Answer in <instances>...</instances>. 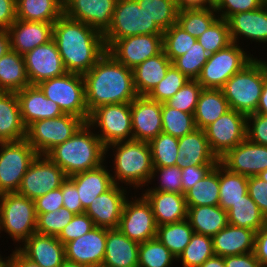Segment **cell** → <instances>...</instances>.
I'll return each mask as SVG.
<instances>
[{"mask_svg": "<svg viewBox=\"0 0 267 267\" xmlns=\"http://www.w3.org/2000/svg\"><path fill=\"white\" fill-rule=\"evenodd\" d=\"M53 40L69 73L84 75L107 50L102 33L64 13L53 25Z\"/></svg>", "mask_w": 267, "mask_h": 267, "instance_id": "cell-1", "label": "cell"}, {"mask_svg": "<svg viewBox=\"0 0 267 267\" xmlns=\"http://www.w3.org/2000/svg\"><path fill=\"white\" fill-rule=\"evenodd\" d=\"M83 77L89 114L102 105L131 103L138 96L132 70L107 51Z\"/></svg>", "mask_w": 267, "mask_h": 267, "instance_id": "cell-2", "label": "cell"}, {"mask_svg": "<svg viewBox=\"0 0 267 267\" xmlns=\"http://www.w3.org/2000/svg\"><path fill=\"white\" fill-rule=\"evenodd\" d=\"M91 130L85 123L70 139L46 154L68 177L105 164V146Z\"/></svg>", "mask_w": 267, "mask_h": 267, "instance_id": "cell-3", "label": "cell"}, {"mask_svg": "<svg viewBox=\"0 0 267 267\" xmlns=\"http://www.w3.org/2000/svg\"><path fill=\"white\" fill-rule=\"evenodd\" d=\"M114 150V172L112 176L114 184L133 185L136 189L151 182L154 170L151 149L148 142L140 140H127L109 144L105 147ZM115 148V149H113Z\"/></svg>", "mask_w": 267, "mask_h": 267, "instance_id": "cell-4", "label": "cell"}, {"mask_svg": "<svg viewBox=\"0 0 267 267\" xmlns=\"http://www.w3.org/2000/svg\"><path fill=\"white\" fill-rule=\"evenodd\" d=\"M266 79L265 69L258 58H254L243 69L232 75L221 88L230 109L246 116L254 114Z\"/></svg>", "mask_w": 267, "mask_h": 267, "instance_id": "cell-5", "label": "cell"}, {"mask_svg": "<svg viewBox=\"0 0 267 267\" xmlns=\"http://www.w3.org/2000/svg\"><path fill=\"white\" fill-rule=\"evenodd\" d=\"M37 214L34 200L16 192L0 194V233L23 243L36 232Z\"/></svg>", "mask_w": 267, "mask_h": 267, "instance_id": "cell-6", "label": "cell"}, {"mask_svg": "<svg viewBox=\"0 0 267 267\" xmlns=\"http://www.w3.org/2000/svg\"><path fill=\"white\" fill-rule=\"evenodd\" d=\"M37 86L65 114L75 115L87 123L90 114L86 104L83 75L66 72L62 76L41 81Z\"/></svg>", "mask_w": 267, "mask_h": 267, "instance_id": "cell-7", "label": "cell"}, {"mask_svg": "<svg viewBox=\"0 0 267 267\" xmlns=\"http://www.w3.org/2000/svg\"><path fill=\"white\" fill-rule=\"evenodd\" d=\"M253 59L239 44L232 42L226 48L209 55L196 80L204 89H221L232 75Z\"/></svg>", "mask_w": 267, "mask_h": 267, "instance_id": "cell-8", "label": "cell"}, {"mask_svg": "<svg viewBox=\"0 0 267 267\" xmlns=\"http://www.w3.org/2000/svg\"><path fill=\"white\" fill-rule=\"evenodd\" d=\"M85 123L72 114L38 120L27 128L26 140L38 155H46L56 145L70 139Z\"/></svg>", "mask_w": 267, "mask_h": 267, "instance_id": "cell-9", "label": "cell"}, {"mask_svg": "<svg viewBox=\"0 0 267 267\" xmlns=\"http://www.w3.org/2000/svg\"><path fill=\"white\" fill-rule=\"evenodd\" d=\"M87 124L92 129L100 128L97 136L105 147L132 140L131 103L102 105L90 113Z\"/></svg>", "mask_w": 267, "mask_h": 267, "instance_id": "cell-10", "label": "cell"}, {"mask_svg": "<svg viewBox=\"0 0 267 267\" xmlns=\"http://www.w3.org/2000/svg\"><path fill=\"white\" fill-rule=\"evenodd\" d=\"M163 35V31L142 10L136 0H117L111 25L104 40H118L135 35Z\"/></svg>", "mask_w": 267, "mask_h": 267, "instance_id": "cell-11", "label": "cell"}, {"mask_svg": "<svg viewBox=\"0 0 267 267\" xmlns=\"http://www.w3.org/2000/svg\"><path fill=\"white\" fill-rule=\"evenodd\" d=\"M37 155L26 139L0 142V194L18 191L24 174Z\"/></svg>", "mask_w": 267, "mask_h": 267, "instance_id": "cell-12", "label": "cell"}, {"mask_svg": "<svg viewBox=\"0 0 267 267\" xmlns=\"http://www.w3.org/2000/svg\"><path fill=\"white\" fill-rule=\"evenodd\" d=\"M67 178L65 172L47 155H37L24 174L16 193L35 200L60 188Z\"/></svg>", "mask_w": 267, "mask_h": 267, "instance_id": "cell-13", "label": "cell"}, {"mask_svg": "<svg viewBox=\"0 0 267 267\" xmlns=\"http://www.w3.org/2000/svg\"><path fill=\"white\" fill-rule=\"evenodd\" d=\"M104 43L108 53L132 70L163 50V35H135Z\"/></svg>", "mask_w": 267, "mask_h": 267, "instance_id": "cell-14", "label": "cell"}, {"mask_svg": "<svg viewBox=\"0 0 267 267\" xmlns=\"http://www.w3.org/2000/svg\"><path fill=\"white\" fill-rule=\"evenodd\" d=\"M247 116L230 109L204 129L211 151L221 158L246 138Z\"/></svg>", "mask_w": 267, "mask_h": 267, "instance_id": "cell-15", "label": "cell"}, {"mask_svg": "<svg viewBox=\"0 0 267 267\" xmlns=\"http://www.w3.org/2000/svg\"><path fill=\"white\" fill-rule=\"evenodd\" d=\"M128 199L125 201L118 229L139 244L156 238L158 225L149 202L143 195L132 201Z\"/></svg>", "mask_w": 267, "mask_h": 267, "instance_id": "cell-16", "label": "cell"}, {"mask_svg": "<svg viewBox=\"0 0 267 267\" xmlns=\"http://www.w3.org/2000/svg\"><path fill=\"white\" fill-rule=\"evenodd\" d=\"M219 163L230 172L247 177L257 176L267 169V146L245 138L219 158Z\"/></svg>", "mask_w": 267, "mask_h": 267, "instance_id": "cell-17", "label": "cell"}, {"mask_svg": "<svg viewBox=\"0 0 267 267\" xmlns=\"http://www.w3.org/2000/svg\"><path fill=\"white\" fill-rule=\"evenodd\" d=\"M23 56L30 85H38L41 81L59 77L66 73L53 39L35 47Z\"/></svg>", "mask_w": 267, "mask_h": 267, "instance_id": "cell-18", "label": "cell"}, {"mask_svg": "<svg viewBox=\"0 0 267 267\" xmlns=\"http://www.w3.org/2000/svg\"><path fill=\"white\" fill-rule=\"evenodd\" d=\"M107 228L95 226L88 233L65 244V259L88 267H102Z\"/></svg>", "mask_w": 267, "mask_h": 267, "instance_id": "cell-19", "label": "cell"}, {"mask_svg": "<svg viewBox=\"0 0 267 267\" xmlns=\"http://www.w3.org/2000/svg\"><path fill=\"white\" fill-rule=\"evenodd\" d=\"M64 14L104 34L111 25L117 0H63Z\"/></svg>", "mask_w": 267, "mask_h": 267, "instance_id": "cell-20", "label": "cell"}, {"mask_svg": "<svg viewBox=\"0 0 267 267\" xmlns=\"http://www.w3.org/2000/svg\"><path fill=\"white\" fill-rule=\"evenodd\" d=\"M162 103L147 95H138L131 102L133 139L149 142L162 132Z\"/></svg>", "mask_w": 267, "mask_h": 267, "instance_id": "cell-21", "label": "cell"}, {"mask_svg": "<svg viewBox=\"0 0 267 267\" xmlns=\"http://www.w3.org/2000/svg\"><path fill=\"white\" fill-rule=\"evenodd\" d=\"M126 191L123 185L121 187L114 184L109 190L95 197L84 213L93 220L95 226L118 228L123 207L128 198Z\"/></svg>", "mask_w": 267, "mask_h": 267, "instance_id": "cell-22", "label": "cell"}, {"mask_svg": "<svg viewBox=\"0 0 267 267\" xmlns=\"http://www.w3.org/2000/svg\"><path fill=\"white\" fill-rule=\"evenodd\" d=\"M24 125L28 128L33 122L53 119L65 114L60 106L48 99L37 85H30L16 92Z\"/></svg>", "mask_w": 267, "mask_h": 267, "instance_id": "cell-23", "label": "cell"}, {"mask_svg": "<svg viewBox=\"0 0 267 267\" xmlns=\"http://www.w3.org/2000/svg\"><path fill=\"white\" fill-rule=\"evenodd\" d=\"M54 23L32 22L16 19L7 29L10 36L11 50L25 55L35 47L53 39Z\"/></svg>", "mask_w": 267, "mask_h": 267, "instance_id": "cell-24", "label": "cell"}, {"mask_svg": "<svg viewBox=\"0 0 267 267\" xmlns=\"http://www.w3.org/2000/svg\"><path fill=\"white\" fill-rule=\"evenodd\" d=\"M23 244L18 249L41 267H60L65 260V245L57 236L35 232Z\"/></svg>", "mask_w": 267, "mask_h": 267, "instance_id": "cell-25", "label": "cell"}, {"mask_svg": "<svg viewBox=\"0 0 267 267\" xmlns=\"http://www.w3.org/2000/svg\"><path fill=\"white\" fill-rule=\"evenodd\" d=\"M178 156L175 165L184 169L189 165H217L219 159L211 151L206 134L202 129L178 138Z\"/></svg>", "mask_w": 267, "mask_h": 267, "instance_id": "cell-26", "label": "cell"}, {"mask_svg": "<svg viewBox=\"0 0 267 267\" xmlns=\"http://www.w3.org/2000/svg\"><path fill=\"white\" fill-rule=\"evenodd\" d=\"M227 23L232 42L238 43L239 38L243 36L250 41L266 43L267 1L256 10L240 12L230 16Z\"/></svg>", "mask_w": 267, "mask_h": 267, "instance_id": "cell-27", "label": "cell"}, {"mask_svg": "<svg viewBox=\"0 0 267 267\" xmlns=\"http://www.w3.org/2000/svg\"><path fill=\"white\" fill-rule=\"evenodd\" d=\"M142 195L151 205L158 226L187 219V205L184 194L145 191Z\"/></svg>", "mask_w": 267, "mask_h": 267, "instance_id": "cell-28", "label": "cell"}, {"mask_svg": "<svg viewBox=\"0 0 267 267\" xmlns=\"http://www.w3.org/2000/svg\"><path fill=\"white\" fill-rule=\"evenodd\" d=\"M139 243L118 228H107L106 250L102 267H138Z\"/></svg>", "mask_w": 267, "mask_h": 267, "instance_id": "cell-29", "label": "cell"}, {"mask_svg": "<svg viewBox=\"0 0 267 267\" xmlns=\"http://www.w3.org/2000/svg\"><path fill=\"white\" fill-rule=\"evenodd\" d=\"M26 134L16 92L0 91V142L21 141Z\"/></svg>", "mask_w": 267, "mask_h": 267, "instance_id": "cell-30", "label": "cell"}, {"mask_svg": "<svg viewBox=\"0 0 267 267\" xmlns=\"http://www.w3.org/2000/svg\"><path fill=\"white\" fill-rule=\"evenodd\" d=\"M255 233L228 224L212 237L215 255L226 257L254 252Z\"/></svg>", "mask_w": 267, "mask_h": 267, "instance_id": "cell-31", "label": "cell"}, {"mask_svg": "<svg viewBox=\"0 0 267 267\" xmlns=\"http://www.w3.org/2000/svg\"><path fill=\"white\" fill-rule=\"evenodd\" d=\"M103 164L97 168L79 172L68 178L75 184L82 207L86 210L95 197L109 190L113 185L112 174Z\"/></svg>", "mask_w": 267, "mask_h": 267, "instance_id": "cell-32", "label": "cell"}, {"mask_svg": "<svg viewBox=\"0 0 267 267\" xmlns=\"http://www.w3.org/2000/svg\"><path fill=\"white\" fill-rule=\"evenodd\" d=\"M171 65L172 61L162 50L159 54L148 58L132 69L133 83L137 95H148L165 77Z\"/></svg>", "mask_w": 267, "mask_h": 267, "instance_id": "cell-33", "label": "cell"}, {"mask_svg": "<svg viewBox=\"0 0 267 267\" xmlns=\"http://www.w3.org/2000/svg\"><path fill=\"white\" fill-rule=\"evenodd\" d=\"M187 220L194 233L213 237L228 225L227 211L216 206H187Z\"/></svg>", "mask_w": 267, "mask_h": 267, "instance_id": "cell-34", "label": "cell"}, {"mask_svg": "<svg viewBox=\"0 0 267 267\" xmlns=\"http://www.w3.org/2000/svg\"><path fill=\"white\" fill-rule=\"evenodd\" d=\"M29 86L24 56L10 49L0 58V91L17 92Z\"/></svg>", "mask_w": 267, "mask_h": 267, "instance_id": "cell-35", "label": "cell"}, {"mask_svg": "<svg viewBox=\"0 0 267 267\" xmlns=\"http://www.w3.org/2000/svg\"><path fill=\"white\" fill-rule=\"evenodd\" d=\"M229 110V103L221 89L203 88L193 114L196 128L204 130Z\"/></svg>", "mask_w": 267, "mask_h": 267, "instance_id": "cell-36", "label": "cell"}, {"mask_svg": "<svg viewBox=\"0 0 267 267\" xmlns=\"http://www.w3.org/2000/svg\"><path fill=\"white\" fill-rule=\"evenodd\" d=\"M63 13V0H16V19L55 23Z\"/></svg>", "mask_w": 267, "mask_h": 267, "instance_id": "cell-37", "label": "cell"}, {"mask_svg": "<svg viewBox=\"0 0 267 267\" xmlns=\"http://www.w3.org/2000/svg\"><path fill=\"white\" fill-rule=\"evenodd\" d=\"M187 206L219 205V163L184 193Z\"/></svg>", "mask_w": 267, "mask_h": 267, "instance_id": "cell-38", "label": "cell"}, {"mask_svg": "<svg viewBox=\"0 0 267 267\" xmlns=\"http://www.w3.org/2000/svg\"><path fill=\"white\" fill-rule=\"evenodd\" d=\"M248 194V177L230 172L219 163V206L227 211Z\"/></svg>", "mask_w": 267, "mask_h": 267, "instance_id": "cell-39", "label": "cell"}, {"mask_svg": "<svg viewBox=\"0 0 267 267\" xmlns=\"http://www.w3.org/2000/svg\"><path fill=\"white\" fill-rule=\"evenodd\" d=\"M228 224L257 232L267 221L257 204L246 194L227 210Z\"/></svg>", "mask_w": 267, "mask_h": 267, "instance_id": "cell-40", "label": "cell"}, {"mask_svg": "<svg viewBox=\"0 0 267 267\" xmlns=\"http://www.w3.org/2000/svg\"><path fill=\"white\" fill-rule=\"evenodd\" d=\"M193 234V228L188 220L185 219L180 222L158 226L156 238L178 258L189 244Z\"/></svg>", "mask_w": 267, "mask_h": 267, "instance_id": "cell-41", "label": "cell"}, {"mask_svg": "<svg viewBox=\"0 0 267 267\" xmlns=\"http://www.w3.org/2000/svg\"><path fill=\"white\" fill-rule=\"evenodd\" d=\"M214 7L184 8L178 11L177 24L198 39L219 18Z\"/></svg>", "mask_w": 267, "mask_h": 267, "instance_id": "cell-42", "label": "cell"}, {"mask_svg": "<svg viewBox=\"0 0 267 267\" xmlns=\"http://www.w3.org/2000/svg\"><path fill=\"white\" fill-rule=\"evenodd\" d=\"M149 18L165 31L177 22L179 8L176 0H136Z\"/></svg>", "mask_w": 267, "mask_h": 267, "instance_id": "cell-43", "label": "cell"}, {"mask_svg": "<svg viewBox=\"0 0 267 267\" xmlns=\"http://www.w3.org/2000/svg\"><path fill=\"white\" fill-rule=\"evenodd\" d=\"M162 132L174 137H183L196 128L194 115L162 103L161 109Z\"/></svg>", "mask_w": 267, "mask_h": 267, "instance_id": "cell-44", "label": "cell"}, {"mask_svg": "<svg viewBox=\"0 0 267 267\" xmlns=\"http://www.w3.org/2000/svg\"><path fill=\"white\" fill-rule=\"evenodd\" d=\"M214 255L212 237L194 233L177 260L181 261L183 267H200Z\"/></svg>", "mask_w": 267, "mask_h": 267, "instance_id": "cell-45", "label": "cell"}, {"mask_svg": "<svg viewBox=\"0 0 267 267\" xmlns=\"http://www.w3.org/2000/svg\"><path fill=\"white\" fill-rule=\"evenodd\" d=\"M174 260L177 257L157 238L139 244L138 267H171Z\"/></svg>", "mask_w": 267, "mask_h": 267, "instance_id": "cell-46", "label": "cell"}, {"mask_svg": "<svg viewBox=\"0 0 267 267\" xmlns=\"http://www.w3.org/2000/svg\"><path fill=\"white\" fill-rule=\"evenodd\" d=\"M153 167L175 166L178 138L161 132L149 142Z\"/></svg>", "mask_w": 267, "mask_h": 267, "instance_id": "cell-47", "label": "cell"}, {"mask_svg": "<svg viewBox=\"0 0 267 267\" xmlns=\"http://www.w3.org/2000/svg\"><path fill=\"white\" fill-rule=\"evenodd\" d=\"M196 38L184 31L177 23L163 31V50L166 56L173 62L177 57L184 55Z\"/></svg>", "mask_w": 267, "mask_h": 267, "instance_id": "cell-48", "label": "cell"}, {"mask_svg": "<svg viewBox=\"0 0 267 267\" xmlns=\"http://www.w3.org/2000/svg\"><path fill=\"white\" fill-rule=\"evenodd\" d=\"M208 57L209 54L196 40L193 46L184 55L177 57L172 64L189 80H196Z\"/></svg>", "mask_w": 267, "mask_h": 267, "instance_id": "cell-49", "label": "cell"}, {"mask_svg": "<svg viewBox=\"0 0 267 267\" xmlns=\"http://www.w3.org/2000/svg\"><path fill=\"white\" fill-rule=\"evenodd\" d=\"M188 80L189 79L172 64L167 70L165 77L147 96L157 102L165 103L173 97Z\"/></svg>", "mask_w": 267, "mask_h": 267, "instance_id": "cell-50", "label": "cell"}, {"mask_svg": "<svg viewBox=\"0 0 267 267\" xmlns=\"http://www.w3.org/2000/svg\"><path fill=\"white\" fill-rule=\"evenodd\" d=\"M197 41L209 55L226 48L232 43L227 20L218 18Z\"/></svg>", "mask_w": 267, "mask_h": 267, "instance_id": "cell-51", "label": "cell"}, {"mask_svg": "<svg viewBox=\"0 0 267 267\" xmlns=\"http://www.w3.org/2000/svg\"><path fill=\"white\" fill-rule=\"evenodd\" d=\"M37 214L36 232L43 235L58 236L63 228L69 224L75 214L67 208Z\"/></svg>", "mask_w": 267, "mask_h": 267, "instance_id": "cell-52", "label": "cell"}, {"mask_svg": "<svg viewBox=\"0 0 267 267\" xmlns=\"http://www.w3.org/2000/svg\"><path fill=\"white\" fill-rule=\"evenodd\" d=\"M202 90L203 87L197 80H188L187 83L165 103L171 108L194 114Z\"/></svg>", "mask_w": 267, "mask_h": 267, "instance_id": "cell-53", "label": "cell"}, {"mask_svg": "<svg viewBox=\"0 0 267 267\" xmlns=\"http://www.w3.org/2000/svg\"><path fill=\"white\" fill-rule=\"evenodd\" d=\"M156 173H158L157 178H160V184L158 187H151L146 191H165L183 194V187L181 183L182 172L178 166L154 167L151 181L154 179V177H156Z\"/></svg>", "mask_w": 267, "mask_h": 267, "instance_id": "cell-54", "label": "cell"}, {"mask_svg": "<svg viewBox=\"0 0 267 267\" xmlns=\"http://www.w3.org/2000/svg\"><path fill=\"white\" fill-rule=\"evenodd\" d=\"M265 2L266 0H218L214 9L219 18L227 20L236 13L256 10Z\"/></svg>", "mask_w": 267, "mask_h": 267, "instance_id": "cell-55", "label": "cell"}, {"mask_svg": "<svg viewBox=\"0 0 267 267\" xmlns=\"http://www.w3.org/2000/svg\"><path fill=\"white\" fill-rule=\"evenodd\" d=\"M94 227L93 220L86 213L75 214L57 238L65 245L67 242L88 233Z\"/></svg>", "mask_w": 267, "mask_h": 267, "instance_id": "cell-56", "label": "cell"}, {"mask_svg": "<svg viewBox=\"0 0 267 267\" xmlns=\"http://www.w3.org/2000/svg\"><path fill=\"white\" fill-rule=\"evenodd\" d=\"M246 138L256 144L267 146L266 116L258 113L247 115Z\"/></svg>", "mask_w": 267, "mask_h": 267, "instance_id": "cell-57", "label": "cell"}, {"mask_svg": "<svg viewBox=\"0 0 267 267\" xmlns=\"http://www.w3.org/2000/svg\"><path fill=\"white\" fill-rule=\"evenodd\" d=\"M248 194L267 219V182L258 176L248 177Z\"/></svg>", "mask_w": 267, "mask_h": 267, "instance_id": "cell-58", "label": "cell"}, {"mask_svg": "<svg viewBox=\"0 0 267 267\" xmlns=\"http://www.w3.org/2000/svg\"><path fill=\"white\" fill-rule=\"evenodd\" d=\"M36 213L53 212L63 207L62 185L34 200Z\"/></svg>", "mask_w": 267, "mask_h": 267, "instance_id": "cell-59", "label": "cell"}, {"mask_svg": "<svg viewBox=\"0 0 267 267\" xmlns=\"http://www.w3.org/2000/svg\"><path fill=\"white\" fill-rule=\"evenodd\" d=\"M62 197L64 208H67L74 214L84 213L85 210L79 199L77 187L69 178L62 183Z\"/></svg>", "mask_w": 267, "mask_h": 267, "instance_id": "cell-60", "label": "cell"}, {"mask_svg": "<svg viewBox=\"0 0 267 267\" xmlns=\"http://www.w3.org/2000/svg\"><path fill=\"white\" fill-rule=\"evenodd\" d=\"M216 165H189L181 169V183L183 187V194L188 191L194 184L200 181L213 167Z\"/></svg>", "mask_w": 267, "mask_h": 267, "instance_id": "cell-61", "label": "cell"}, {"mask_svg": "<svg viewBox=\"0 0 267 267\" xmlns=\"http://www.w3.org/2000/svg\"><path fill=\"white\" fill-rule=\"evenodd\" d=\"M254 254L263 267H267V221L255 233Z\"/></svg>", "mask_w": 267, "mask_h": 267, "instance_id": "cell-62", "label": "cell"}, {"mask_svg": "<svg viewBox=\"0 0 267 267\" xmlns=\"http://www.w3.org/2000/svg\"><path fill=\"white\" fill-rule=\"evenodd\" d=\"M16 21V0H0V29L7 30Z\"/></svg>", "mask_w": 267, "mask_h": 267, "instance_id": "cell-63", "label": "cell"}, {"mask_svg": "<svg viewBox=\"0 0 267 267\" xmlns=\"http://www.w3.org/2000/svg\"><path fill=\"white\" fill-rule=\"evenodd\" d=\"M225 267H263L254 252L224 257Z\"/></svg>", "mask_w": 267, "mask_h": 267, "instance_id": "cell-64", "label": "cell"}, {"mask_svg": "<svg viewBox=\"0 0 267 267\" xmlns=\"http://www.w3.org/2000/svg\"><path fill=\"white\" fill-rule=\"evenodd\" d=\"M16 249L10 254V267H41L37 263L27 258L19 249Z\"/></svg>", "mask_w": 267, "mask_h": 267, "instance_id": "cell-65", "label": "cell"}, {"mask_svg": "<svg viewBox=\"0 0 267 267\" xmlns=\"http://www.w3.org/2000/svg\"><path fill=\"white\" fill-rule=\"evenodd\" d=\"M176 4L180 9L184 8H209L214 7L212 0H176Z\"/></svg>", "mask_w": 267, "mask_h": 267, "instance_id": "cell-66", "label": "cell"}, {"mask_svg": "<svg viewBox=\"0 0 267 267\" xmlns=\"http://www.w3.org/2000/svg\"><path fill=\"white\" fill-rule=\"evenodd\" d=\"M255 113L261 114L267 117V79L264 81L260 100Z\"/></svg>", "mask_w": 267, "mask_h": 267, "instance_id": "cell-67", "label": "cell"}, {"mask_svg": "<svg viewBox=\"0 0 267 267\" xmlns=\"http://www.w3.org/2000/svg\"><path fill=\"white\" fill-rule=\"evenodd\" d=\"M11 49L10 36L7 30L0 29V58Z\"/></svg>", "mask_w": 267, "mask_h": 267, "instance_id": "cell-68", "label": "cell"}, {"mask_svg": "<svg viewBox=\"0 0 267 267\" xmlns=\"http://www.w3.org/2000/svg\"><path fill=\"white\" fill-rule=\"evenodd\" d=\"M200 267H225L224 257L214 255L207 259Z\"/></svg>", "mask_w": 267, "mask_h": 267, "instance_id": "cell-69", "label": "cell"}, {"mask_svg": "<svg viewBox=\"0 0 267 267\" xmlns=\"http://www.w3.org/2000/svg\"><path fill=\"white\" fill-rule=\"evenodd\" d=\"M60 267H88V266L78 264L76 262H72V261L65 259Z\"/></svg>", "mask_w": 267, "mask_h": 267, "instance_id": "cell-70", "label": "cell"}, {"mask_svg": "<svg viewBox=\"0 0 267 267\" xmlns=\"http://www.w3.org/2000/svg\"><path fill=\"white\" fill-rule=\"evenodd\" d=\"M8 258L7 260L2 258V256L0 255V267H10V260H9V256L6 257Z\"/></svg>", "mask_w": 267, "mask_h": 267, "instance_id": "cell-71", "label": "cell"}, {"mask_svg": "<svg viewBox=\"0 0 267 267\" xmlns=\"http://www.w3.org/2000/svg\"><path fill=\"white\" fill-rule=\"evenodd\" d=\"M259 178L267 182V169L265 171H262L259 175H257Z\"/></svg>", "mask_w": 267, "mask_h": 267, "instance_id": "cell-72", "label": "cell"}, {"mask_svg": "<svg viewBox=\"0 0 267 267\" xmlns=\"http://www.w3.org/2000/svg\"><path fill=\"white\" fill-rule=\"evenodd\" d=\"M260 61H261L262 65H263V67L265 69V72H266V75H267V62H265V60L264 61L260 60Z\"/></svg>", "mask_w": 267, "mask_h": 267, "instance_id": "cell-73", "label": "cell"}]
</instances>
